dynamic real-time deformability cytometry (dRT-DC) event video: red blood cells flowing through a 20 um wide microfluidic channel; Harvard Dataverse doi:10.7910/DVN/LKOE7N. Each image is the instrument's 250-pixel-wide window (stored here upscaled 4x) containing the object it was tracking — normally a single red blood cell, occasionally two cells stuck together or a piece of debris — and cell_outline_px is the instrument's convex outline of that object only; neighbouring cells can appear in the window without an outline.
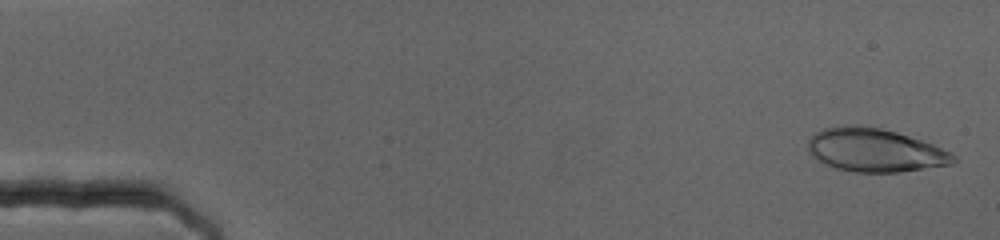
{"species": "human", "species_latin": "Homo sapiens", "temperature_condition": "cold", "stored_images_in_passage": 72, "camera_frame_rate_fps": 3000, "um_per_image_px": 0.085, "donor": {"sex": "female"}, "frame": {"image": 1, "passage_image": 2, "time_ms": 0.333, "image_size_px": [1000, 240], "cell_outline_px": [[956, 160], [952, 164], [900, 172], [856, 172], [836, 168], [824, 164], [812, 156], [808, 152], [808, 140], [816, 132], [824, 128], [836, 124], [856, 124], [880, 128], [896, 132], [932, 144], [952, 152], [956, 156]], "centroid_in_image_um": [74.33, 12.75], "position_along_channel_um": 10.7, "area_um2": 36.93}}
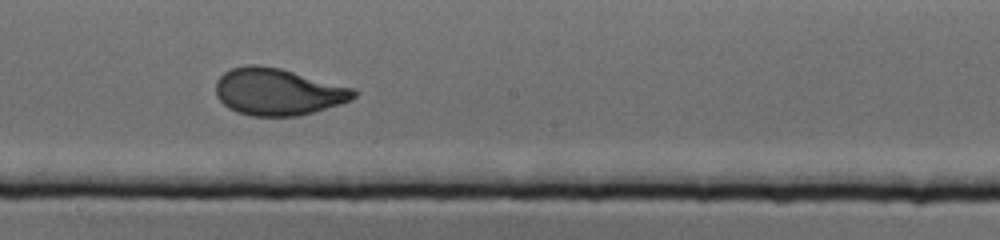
{"frame": {"image": 2, "passage_image": 40, "time_ms": 13.0, "image_size_px": [1000, 240], "cell_outline_px": [[360, 92], [352, 100], [340, 104], [300, 116], [252, 116], [236, 112], [228, 108], [216, 96], [216, 80], [224, 72], [232, 68], [248, 64], [256, 64], [280, 68], [356, 88]], "centroid_in_image_um": [23.65, 7.8], "position_along_channel_um": 224.5, "area_um2": 38.15}}
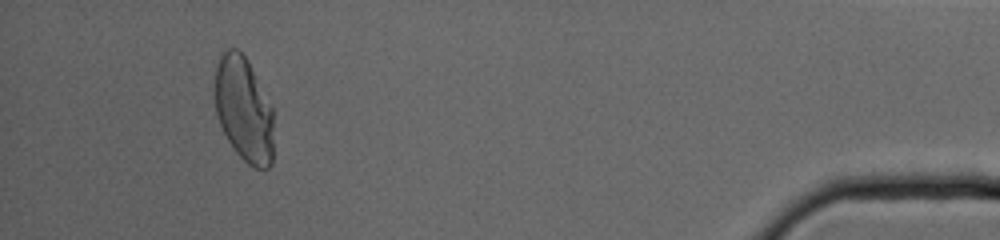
{"frame": {"image": 3, "passage_image": 67, "time_ms": 22.0, "image_size_px": [1000, 240], "cell_outline_px": [[272, 164], [268, 168], [256, 168], [248, 164], [236, 152], [228, 140], [216, 116], [212, 92], [216, 64], [220, 56], [228, 48], [236, 48], [248, 60], [272, 108]], "centroid_in_image_um": [20.67, 9.27], "position_along_channel_um": 414.5, "area_um2": 36.18}}